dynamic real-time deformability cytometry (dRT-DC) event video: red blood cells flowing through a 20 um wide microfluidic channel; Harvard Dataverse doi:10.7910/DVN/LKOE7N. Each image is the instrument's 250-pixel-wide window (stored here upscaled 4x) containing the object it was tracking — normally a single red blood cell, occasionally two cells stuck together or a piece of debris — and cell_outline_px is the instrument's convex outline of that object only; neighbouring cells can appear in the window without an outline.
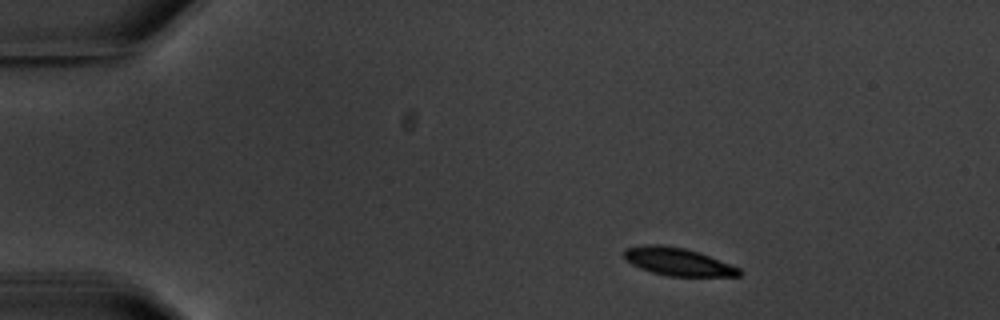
{"species": "common noctule bat (a hibernating species)", "species_latin": "Nyctalus noctula", "temperature_condition": "warm", "stored_images_in_passage": 2, "segment_of_instrument_passage": [1, 2], "camera_frame_rate_fps": 3000, "um_per_image_px": 0.085, "animal": {"sex": "male", "body_mass_g": 20.1, "forearm_length_mm": 53.5}, "frame": {"image": 1, "passage_image": 1, "time_ms": 0.0, "image_size_px": [1000, 320], "cell_outline_px": [[744, 272], [740, 276], [668, 276], [652, 272], [640, 268], [632, 264], [624, 256], [624, 248], [644, 244], [660, 244], [684, 248], [708, 256], [740, 268]], "centroid_in_image_um": [57.61, 22.24], "position_along_channel_um": 27.4, "area_um2": 18.5}}